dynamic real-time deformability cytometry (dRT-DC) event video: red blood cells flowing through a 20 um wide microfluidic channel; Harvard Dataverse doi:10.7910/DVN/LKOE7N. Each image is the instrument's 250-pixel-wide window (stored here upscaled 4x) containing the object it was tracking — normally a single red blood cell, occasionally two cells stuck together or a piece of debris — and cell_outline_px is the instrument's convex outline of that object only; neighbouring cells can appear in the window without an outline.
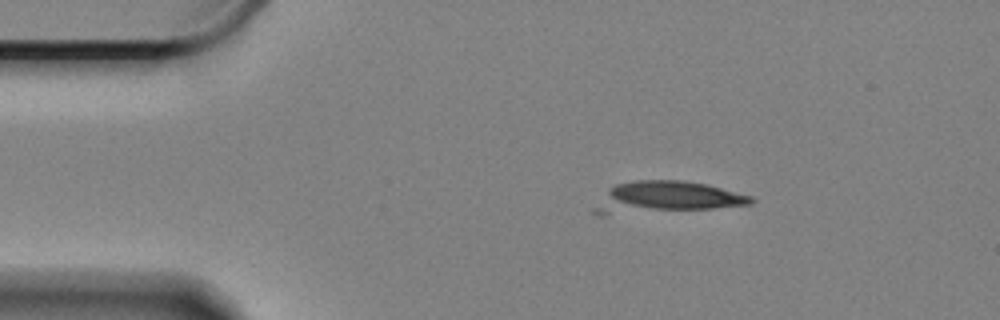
{"species": "Egyptian fruit bat (a non-hibernating species)", "species_latin": "Rousettus aegyptiacus", "temperature_condition": "cold", "stored_images_in_passage": 3, "camera_frame_rate_fps": 3000, "um_per_image_px": 0.085, "animal": {"sex": "female"}, "frame": {"image": 1, "passage_image": 3, "time_ms": 0.667, "image_size_px": [1000, 320], "cell_outline_px": [[756, 200], [752, 204], [712, 208], [604, 216], [600, 216], [592, 212], [608, 188], [616, 184], [632, 180], [684, 180], [708, 184], [752, 196]], "centroid_in_image_um": [56.61, 16.78], "position_along_channel_um": 28.4, "area_um2": 29.19}}